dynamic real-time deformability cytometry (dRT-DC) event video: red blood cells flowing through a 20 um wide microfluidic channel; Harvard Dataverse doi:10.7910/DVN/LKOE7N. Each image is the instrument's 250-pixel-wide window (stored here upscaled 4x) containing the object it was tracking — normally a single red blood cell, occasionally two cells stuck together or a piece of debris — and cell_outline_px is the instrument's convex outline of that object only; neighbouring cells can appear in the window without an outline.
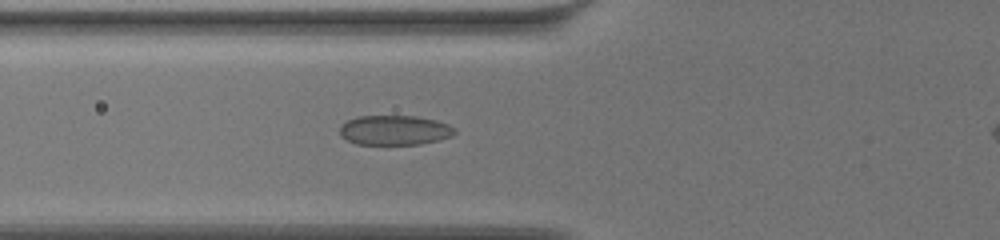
{"species": "common noctule bat (a hibernating species)", "species_latin": "Nyctalus noctula", "temperature_condition": "warm", "stored_images_in_passage": 15, "camera_frame_rate_fps": 3000, "um_per_image_px": 0.085, "animal": {"sex": "female", "body_mass_g": 19.5, "forearm_length_mm": 54.1}, "frame": {"image": 1, "passage_image": 7, "time_ms": 2.0, "image_size_px": [1000, 240], "cell_outline_px": [[456, 132], [452, 136], [440, 140], [420, 144], [356, 144], [340, 136], [340, 124], [348, 120], [360, 116], [416, 116], [436, 120], [448, 124]], "centroid_in_image_um": [33.53, 11.07], "position_along_channel_um": 92.3, "area_um2": 19.88}}
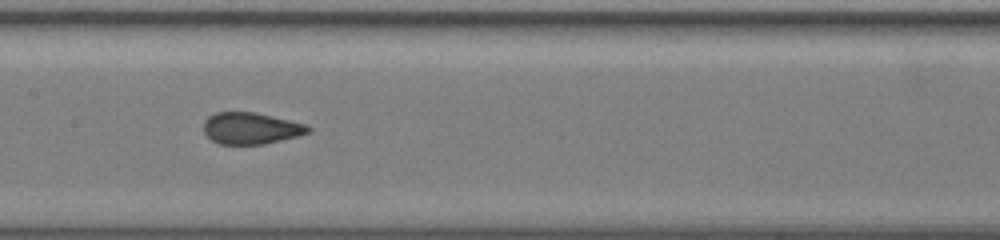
{"frame": {"image": 2, "passage_image": 10, "time_ms": 3.0, "image_size_px": [1000, 240], "cell_outline_px": [[312, 128], [308, 132], [296, 136], [264, 144], [220, 144], [212, 140], [204, 132], [204, 120], [208, 116], [216, 112], [256, 112], [308, 124]], "centroid_in_image_um": [21.33, 10.89], "position_along_channel_um": 186.1, "area_um2": 19.25}}
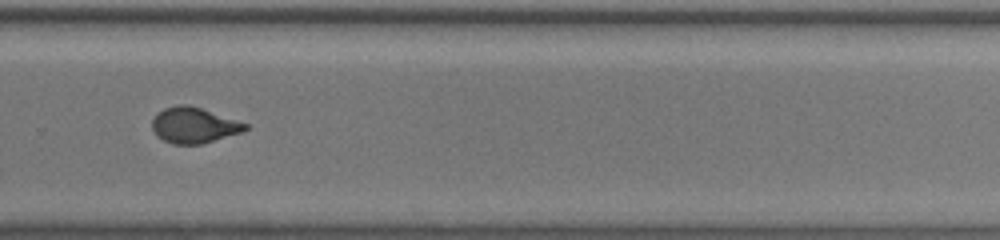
{"frame": {"image": 3, "passage_image": 14, "time_ms": 4.333, "image_size_px": [1000, 240], "cell_outline_px": [[248, 128], [244, 132], [200, 144], [172, 144], [156, 136], [152, 128], [152, 120], [164, 108], [180, 104], [188, 104], [248, 124]], "centroid_in_image_um": [16.48, 10.66], "position_along_channel_um": 313.3, "area_um2": 19.19}}